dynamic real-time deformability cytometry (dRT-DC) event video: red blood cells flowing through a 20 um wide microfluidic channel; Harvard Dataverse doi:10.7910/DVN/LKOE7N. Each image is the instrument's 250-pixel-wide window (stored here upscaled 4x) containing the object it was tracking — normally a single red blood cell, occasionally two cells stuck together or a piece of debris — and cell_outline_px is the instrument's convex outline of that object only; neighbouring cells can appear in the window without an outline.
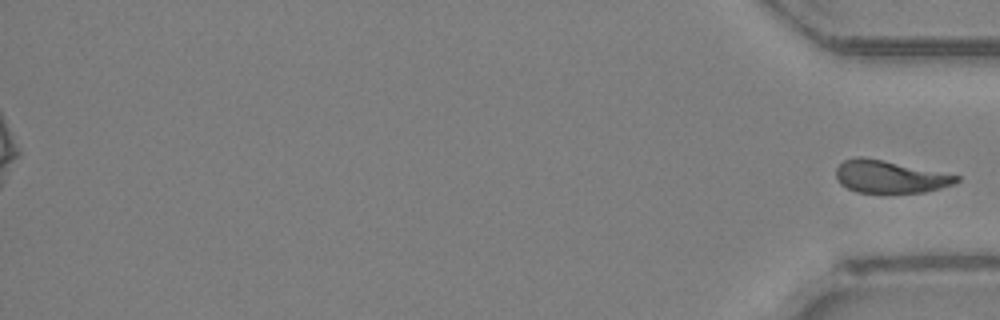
{"species": "Egyptian fruit bat (a non-hibernating species)", "species_latin": "Rousettus aegyptiacus", "temperature_condition": "room temperature", "stored_images_in_passage": 46, "segment_of_instrument_passage": [2, 2], "camera_frame_rate_fps": 3000, "um_per_image_px": 0.085, "animal": {"sex": "female"}, "frame": {"image": 1, "passage_image": 46, "time_ms": 15.0, "image_size_px": [1000, 320], "cell_outline_px": [[960, 180], [952, 184], [940, 188], [924, 192], [856, 192], [840, 184], [836, 176], [836, 168], [844, 160], [856, 156], [860, 156], [884, 160], [960, 176]], "centroid_in_image_um": [75.6, 15.01], "position_along_channel_um": 359.6, "area_um2": 22.54}}